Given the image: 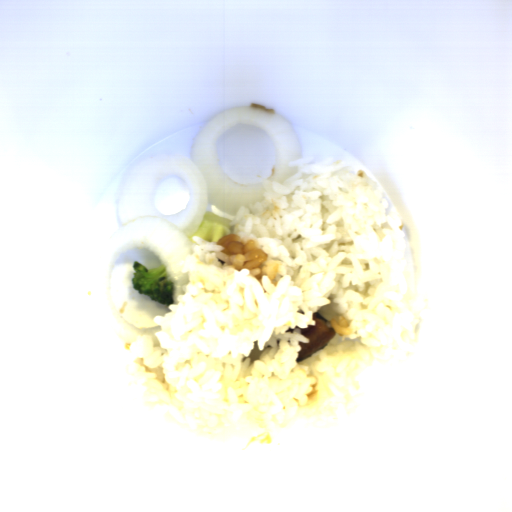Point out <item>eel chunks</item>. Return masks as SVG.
I'll use <instances>...</instances> for the list:
<instances>
[{
  "label": "eel chunks",
  "instance_id": "obj_1",
  "mask_svg": "<svg viewBox=\"0 0 512 512\" xmlns=\"http://www.w3.org/2000/svg\"><path fill=\"white\" fill-rule=\"evenodd\" d=\"M312 320H315V325L308 323V327L301 329V335L310 340L309 342L298 341L301 350L295 360L299 362L325 348L337 335L336 330L327 326V319L318 311L313 313Z\"/></svg>",
  "mask_w": 512,
  "mask_h": 512
}]
</instances>
